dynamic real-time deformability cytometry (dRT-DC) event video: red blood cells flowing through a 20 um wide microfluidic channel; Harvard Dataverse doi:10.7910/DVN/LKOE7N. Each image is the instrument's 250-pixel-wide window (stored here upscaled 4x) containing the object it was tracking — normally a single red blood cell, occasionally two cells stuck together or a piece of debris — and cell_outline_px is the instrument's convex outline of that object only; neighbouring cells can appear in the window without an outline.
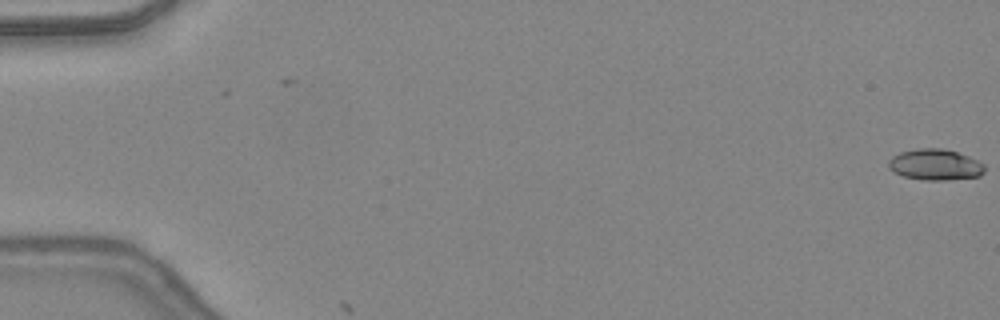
{"species": "common noctule bat (a hibernating species)", "species_latin": "Nyctalus noctula", "temperature_condition": "warm", "stored_images_in_passage": 2, "camera_frame_rate_fps": 3000, "um_per_image_px": 0.085, "animal": {"sex": "female", "body_mass_g": 24.6, "forearm_length_mm": 56.2}, "frame": {"image": 1, "passage_image": 1, "time_ms": 0.0, "image_size_px": [1000, 320], "cell_outline_px": [[984, 172], [980, 176], [948, 180], [924, 180], [904, 176], [892, 172], [888, 168], [888, 160], [892, 156], [900, 152], [916, 148], [940, 148], [956, 152], [968, 156], [984, 164]], "centroid_in_image_um": [79.45, 14.0], "position_along_channel_um": 5.5, "area_um2": 17.46}}